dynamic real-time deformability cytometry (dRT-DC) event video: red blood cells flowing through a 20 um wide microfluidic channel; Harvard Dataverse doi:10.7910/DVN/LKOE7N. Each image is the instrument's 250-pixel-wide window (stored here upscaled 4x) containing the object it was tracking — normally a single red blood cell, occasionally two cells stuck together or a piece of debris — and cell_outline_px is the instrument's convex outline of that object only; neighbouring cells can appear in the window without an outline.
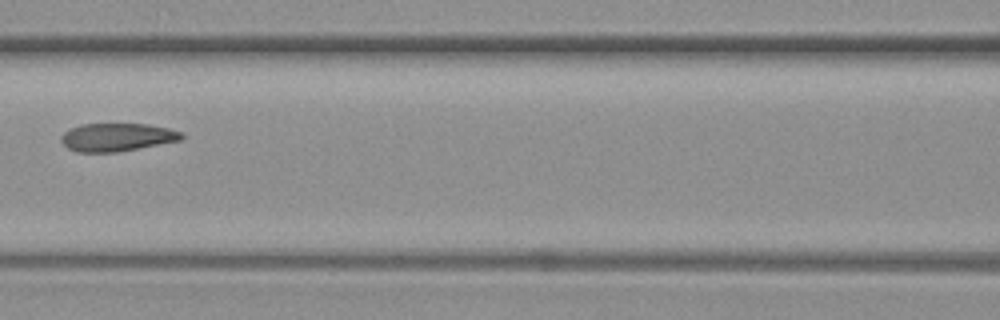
{"species": "common noctule bat (a hibernating species)", "species_latin": "Nyctalus noctula", "temperature_condition": "warm", "stored_images_in_passage": 5, "camera_frame_rate_fps": 3000, "um_per_image_px": 0.085, "animal": {"sex": "female", "body_mass_g": 19.3, "forearm_length_mm": 54.1}, "frame": {"image": 1, "passage_image": 5, "time_ms": 4.667, "image_size_px": [1000, 320], "cell_outline_px": [[184, 136], [180, 140], [116, 152], [76, 152], [68, 148], [60, 140], [60, 136], [64, 132], [80, 124], [148, 124], [168, 128], [180, 132]], "centroid_in_image_um": [9.9, 11.66], "position_along_channel_um": 156.7, "area_um2": 19.48}}